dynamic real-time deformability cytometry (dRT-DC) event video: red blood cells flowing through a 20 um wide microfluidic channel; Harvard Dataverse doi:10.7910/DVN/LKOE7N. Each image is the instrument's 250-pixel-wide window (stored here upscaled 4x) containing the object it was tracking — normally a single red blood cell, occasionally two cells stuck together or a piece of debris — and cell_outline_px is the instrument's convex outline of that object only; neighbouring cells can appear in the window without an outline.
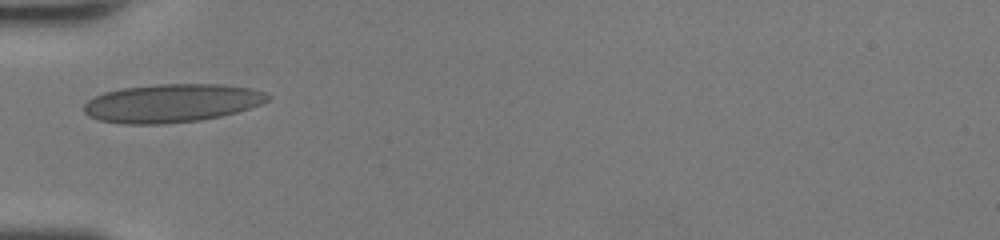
{"species": "human", "species_latin": "Homo sapiens", "temperature_condition": "room temperature", "stored_images_in_passage": 26, "camera_frame_rate_fps": 3000, "um_per_image_px": 0.085, "donor": {"sex": "female"}, "frame": {"image": 1, "passage_image": 1, "time_ms": 0.0, "image_size_px": [1000, 240], "cell_outline_px": [[272, 96], [268, 100], [260, 104], [236, 112], [220, 116], [200, 120], [164, 124], [124, 124], [100, 120], [88, 116], [84, 112], [84, 104], [88, 100], [104, 92], [124, 88], [156, 84], [220, 84], [248, 88], [264, 92]], "centroid_in_image_um": [14.58, 8.77], "position_along_channel_um": 70.4, "area_um2": 40.92}}
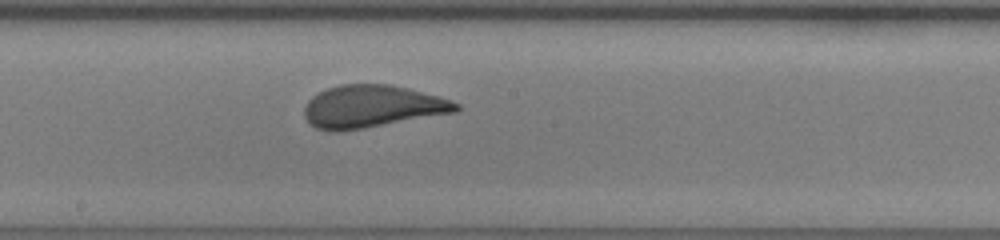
{"frame": {"image": 2, "passage_image": 11, "time_ms": 3.333, "image_size_px": [1000, 240], "cell_outline_px": [[460, 108], [456, 112], [364, 128], [340, 132], [328, 132], [316, 128], [304, 116], [304, 108], [308, 100], [312, 96], [328, 88], [340, 84], [388, 84], [408, 88], [440, 96], [452, 100], [460, 104]], "centroid_in_image_um": [31.63, 9.05], "position_along_channel_um": 216.6, "area_um2": 37.63}}
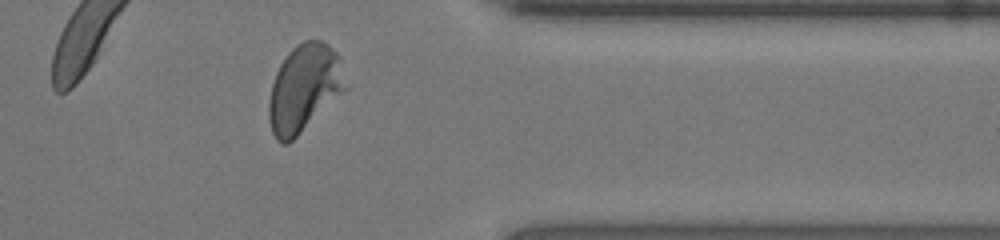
{"frame": {"image": 3, "passage_image": 23, "time_ms": 7.333, "image_size_px": [1000, 240], "cell_outline_px": [[348, 88], [288, 144], [280, 144], [276, 140], [272, 132], [268, 116], [268, 100], [272, 84], [276, 72], [280, 64], [288, 52], [296, 44], [304, 40], [320, 40], [328, 44], [336, 52]], "centroid_in_image_um": [25.82, 7.5], "position_along_channel_um": 385.6, "area_um2": 38.9}, "authors_computed_cell_mechanics": {"area_um2": 37.3388, "velocity_mm_per_s": 4.4471, "shape_relaxation_time_tau1_ms": 8.5995, "shape_relaxation_time_tau2_ms": null, "deformation_change_tau1": 0.2682, "deformation_change_tau2": null}}